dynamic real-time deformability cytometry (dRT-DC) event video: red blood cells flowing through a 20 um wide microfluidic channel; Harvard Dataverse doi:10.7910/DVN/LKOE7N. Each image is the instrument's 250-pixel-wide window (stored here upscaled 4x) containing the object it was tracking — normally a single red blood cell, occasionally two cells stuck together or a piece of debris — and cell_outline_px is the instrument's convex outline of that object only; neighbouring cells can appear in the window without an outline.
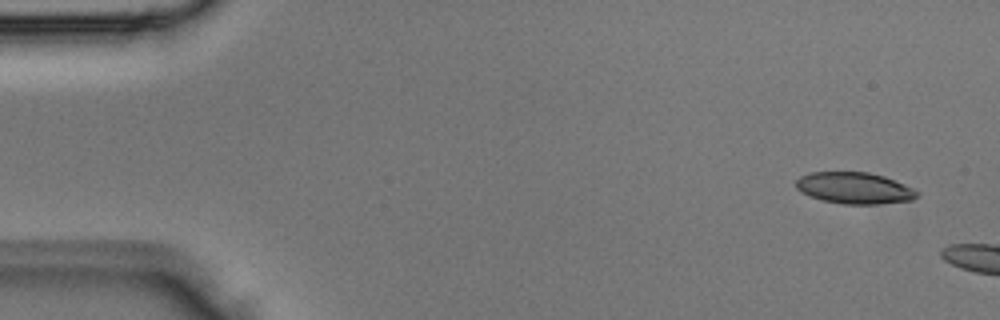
{"species": "Egyptian fruit bat (a non-hibernating species)", "species_latin": "Rousettus aegyptiacus", "temperature_condition": "room temperature", "stored_images_in_passage": 2, "camera_frame_rate_fps": 3000, "um_per_image_px": 0.085, "animal": {"sex": "male"}, "frame": {"image": 1, "passage_image": 1, "time_ms": 0.0, "image_size_px": [1000, 320], "cell_outline_px": [[920, 196], [912, 200], [876, 204], [844, 204], [824, 200], [812, 196], [796, 188], [796, 180], [800, 176], [812, 172], [868, 172], [884, 176], [904, 184], [920, 192]], "centroid_in_image_um": [72.67, 15.98], "position_along_channel_um": 12.3, "area_um2": 22.02}}